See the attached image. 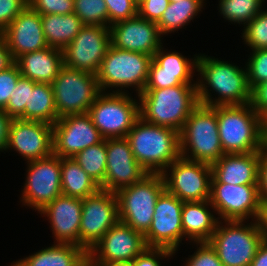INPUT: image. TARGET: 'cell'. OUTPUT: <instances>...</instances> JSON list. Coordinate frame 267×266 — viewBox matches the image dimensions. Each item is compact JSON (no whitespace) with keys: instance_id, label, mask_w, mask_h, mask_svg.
<instances>
[{"instance_id":"cell-1","label":"cell","mask_w":267,"mask_h":266,"mask_svg":"<svg viewBox=\"0 0 267 266\" xmlns=\"http://www.w3.org/2000/svg\"><path fill=\"white\" fill-rule=\"evenodd\" d=\"M197 73L196 87L199 104L213 107L243 105L251 102L246 66L241 68L232 61L230 63V61L200 53L197 58Z\"/></svg>"},{"instance_id":"cell-2","label":"cell","mask_w":267,"mask_h":266,"mask_svg":"<svg viewBox=\"0 0 267 266\" xmlns=\"http://www.w3.org/2000/svg\"><path fill=\"white\" fill-rule=\"evenodd\" d=\"M218 133L225 154L252 153L266 148L265 120L251 104L218 105Z\"/></svg>"},{"instance_id":"cell-3","label":"cell","mask_w":267,"mask_h":266,"mask_svg":"<svg viewBox=\"0 0 267 266\" xmlns=\"http://www.w3.org/2000/svg\"><path fill=\"white\" fill-rule=\"evenodd\" d=\"M140 117L151 124L180 132L191 112L199 105L196 84L162 89H144L138 95Z\"/></svg>"},{"instance_id":"cell-4","label":"cell","mask_w":267,"mask_h":266,"mask_svg":"<svg viewBox=\"0 0 267 266\" xmlns=\"http://www.w3.org/2000/svg\"><path fill=\"white\" fill-rule=\"evenodd\" d=\"M134 158L148 172L161 174L180 154L179 132L139 117L125 137Z\"/></svg>"},{"instance_id":"cell-5","label":"cell","mask_w":267,"mask_h":266,"mask_svg":"<svg viewBox=\"0 0 267 266\" xmlns=\"http://www.w3.org/2000/svg\"><path fill=\"white\" fill-rule=\"evenodd\" d=\"M152 59L111 45L96 75L101 92L129 93L128 88L139 95L146 86Z\"/></svg>"},{"instance_id":"cell-6","label":"cell","mask_w":267,"mask_h":266,"mask_svg":"<svg viewBox=\"0 0 267 266\" xmlns=\"http://www.w3.org/2000/svg\"><path fill=\"white\" fill-rule=\"evenodd\" d=\"M181 157L212 165L225 153L218 133L217 112L199 104L179 132Z\"/></svg>"},{"instance_id":"cell-7","label":"cell","mask_w":267,"mask_h":266,"mask_svg":"<svg viewBox=\"0 0 267 266\" xmlns=\"http://www.w3.org/2000/svg\"><path fill=\"white\" fill-rule=\"evenodd\" d=\"M208 243L224 266H250L262 236L257 220H219Z\"/></svg>"},{"instance_id":"cell-8","label":"cell","mask_w":267,"mask_h":266,"mask_svg":"<svg viewBox=\"0 0 267 266\" xmlns=\"http://www.w3.org/2000/svg\"><path fill=\"white\" fill-rule=\"evenodd\" d=\"M165 190L162 174H147L141 181L116 192L119 219L145 235L152 223L157 198Z\"/></svg>"},{"instance_id":"cell-9","label":"cell","mask_w":267,"mask_h":266,"mask_svg":"<svg viewBox=\"0 0 267 266\" xmlns=\"http://www.w3.org/2000/svg\"><path fill=\"white\" fill-rule=\"evenodd\" d=\"M131 95L101 92L90 106L88 114L104 139L126 137L140 117L138 95Z\"/></svg>"},{"instance_id":"cell-10","label":"cell","mask_w":267,"mask_h":266,"mask_svg":"<svg viewBox=\"0 0 267 266\" xmlns=\"http://www.w3.org/2000/svg\"><path fill=\"white\" fill-rule=\"evenodd\" d=\"M51 85L58 119L88 113L101 93L96 75L64 65Z\"/></svg>"},{"instance_id":"cell-11","label":"cell","mask_w":267,"mask_h":266,"mask_svg":"<svg viewBox=\"0 0 267 266\" xmlns=\"http://www.w3.org/2000/svg\"><path fill=\"white\" fill-rule=\"evenodd\" d=\"M161 174L165 190L183 202L209 200L212 179L210 164L180 156Z\"/></svg>"},{"instance_id":"cell-12","label":"cell","mask_w":267,"mask_h":266,"mask_svg":"<svg viewBox=\"0 0 267 266\" xmlns=\"http://www.w3.org/2000/svg\"><path fill=\"white\" fill-rule=\"evenodd\" d=\"M26 164V180L22 186L20 203L38 213L62 194L61 158L52 154Z\"/></svg>"},{"instance_id":"cell-13","label":"cell","mask_w":267,"mask_h":266,"mask_svg":"<svg viewBox=\"0 0 267 266\" xmlns=\"http://www.w3.org/2000/svg\"><path fill=\"white\" fill-rule=\"evenodd\" d=\"M120 221L116 193L100 189L82 199L79 247L89 252Z\"/></svg>"},{"instance_id":"cell-14","label":"cell","mask_w":267,"mask_h":266,"mask_svg":"<svg viewBox=\"0 0 267 266\" xmlns=\"http://www.w3.org/2000/svg\"><path fill=\"white\" fill-rule=\"evenodd\" d=\"M110 46L109 27L84 25L72 42L62 50L63 65L97 75Z\"/></svg>"},{"instance_id":"cell-15","label":"cell","mask_w":267,"mask_h":266,"mask_svg":"<svg viewBox=\"0 0 267 266\" xmlns=\"http://www.w3.org/2000/svg\"><path fill=\"white\" fill-rule=\"evenodd\" d=\"M209 201L219 220L254 221L262 207L258 184L211 183Z\"/></svg>"},{"instance_id":"cell-16","label":"cell","mask_w":267,"mask_h":266,"mask_svg":"<svg viewBox=\"0 0 267 266\" xmlns=\"http://www.w3.org/2000/svg\"><path fill=\"white\" fill-rule=\"evenodd\" d=\"M183 201L164 190L157 198L154 215L148 232L144 235L147 247L166 248L174 254L183 240Z\"/></svg>"},{"instance_id":"cell-17","label":"cell","mask_w":267,"mask_h":266,"mask_svg":"<svg viewBox=\"0 0 267 266\" xmlns=\"http://www.w3.org/2000/svg\"><path fill=\"white\" fill-rule=\"evenodd\" d=\"M104 138L88 113L67 115L53 124V154L72 158Z\"/></svg>"},{"instance_id":"cell-18","label":"cell","mask_w":267,"mask_h":266,"mask_svg":"<svg viewBox=\"0 0 267 266\" xmlns=\"http://www.w3.org/2000/svg\"><path fill=\"white\" fill-rule=\"evenodd\" d=\"M13 150L24 161L43 159L53 154V125L13 118L5 151Z\"/></svg>"},{"instance_id":"cell-19","label":"cell","mask_w":267,"mask_h":266,"mask_svg":"<svg viewBox=\"0 0 267 266\" xmlns=\"http://www.w3.org/2000/svg\"><path fill=\"white\" fill-rule=\"evenodd\" d=\"M107 164L102 190L113 193L141 181L148 172L134 158L128 140L106 139Z\"/></svg>"},{"instance_id":"cell-20","label":"cell","mask_w":267,"mask_h":266,"mask_svg":"<svg viewBox=\"0 0 267 266\" xmlns=\"http://www.w3.org/2000/svg\"><path fill=\"white\" fill-rule=\"evenodd\" d=\"M146 248L144 235L119 221L88 252V262H132Z\"/></svg>"},{"instance_id":"cell-21","label":"cell","mask_w":267,"mask_h":266,"mask_svg":"<svg viewBox=\"0 0 267 266\" xmlns=\"http://www.w3.org/2000/svg\"><path fill=\"white\" fill-rule=\"evenodd\" d=\"M109 28L111 45L118 49L153 56L164 42L157 23L139 15L115 23Z\"/></svg>"},{"instance_id":"cell-22","label":"cell","mask_w":267,"mask_h":266,"mask_svg":"<svg viewBox=\"0 0 267 266\" xmlns=\"http://www.w3.org/2000/svg\"><path fill=\"white\" fill-rule=\"evenodd\" d=\"M46 217L53 234V243L79 246V228L82 217V199L59 195L38 212Z\"/></svg>"},{"instance_id":"cell-23","label":"cell","mask_w":267,"mask_h":266,"mask_svg":"<svg viewBox=\"0 0 267 266\" xmlns=\"http://www.w3.org/2000/svg\"><path fill=\"white\" fill-rule=\"evenodd\" d=\"M12 57L48 47L42 29V19L29 5L19 13L10 25L1 33Z\"/></svg>"},{"instance_id":"cell-24","label":"cell","mask_w":267,"mask_h":266,"mask_svg":"<svg viewBox=\"0 0 267 266\" xmlns=\"http://www.w3.org/2000/svg\"><path fill=\"white\" fill-rule=\"evenodd\" d=\"M261 153L262 151L224 154L211 165V183L233 185L258 184Z\"/></svg>"},{"instance_id":"cell-25","label":"cell","mask_w":267,"mask_h":266,"mask_svg":"<svg viewBox=\"0 0 267 266\" xmlns=\"http://www.w3.org/2000/svg\"><path fill=\"white\" fill-rule=\"evenodd\" d=\"M212 210V211H211ZM219 222L209 200L183 202V240L189 243L208 242Z\"/></svg>"},{"instance_id":"cell-26","label":"cell","mask_w":267,"mask_h":266,"mask_svg":"<svg viewBox=\"0 0 267 266\" xmlns=\"http://www.w3.org/2000/svg\"><path fill=\"white\" fill-rule=\"evenodd\" d=\"M22 77L39 83H52L63 66L61 49L46 47L28 52L15 60Z\"/></svg>"},{"instance_id":"cell-27","label":"cell","mask_w":267,"mask_h":266,"mask_svg":"<svg viewBox=\"0 0 267 266\" xmlns=\"http://www.w3.org/2000/svg\"><path fill=\"white\" fill-rule=\"evenodd\" d=\"M9 266H88V252L74 244L54 243Z\"/></svg>"},{"instance_id":"cell-28","label":"cell","mask_w":267,"mask_h":266,"mask_svg":"<svg viewBox=\"0 0 267 266\" xmlns=\"http://www.w3.org/2000/svg\"><path fill=\"white\" fill-rule=\"evenodd\" d=\"M23 120L54 124L58 120L53 88L50 83H39L29 79V105H25Z\"/></svg>"},{"instance_id":"cell-29","label":"cell","mask_w":267,"mask_h":266,"mask_svg":"<svg viewBox=\"0 0 267 266\" xmlns=\"http://www.w3.org/2000/svg\"><path fill=\"white\" fill-rule=\"evenodd\" d=\"M42 29L49 47L63 50L80 32L84 24L73 12L41 15Z\"/></svg>"},{"instance_id":"cell-30","label":"cell","mask_w":267,"mask_h":266,"mask_svg":"<svg viewBox=\"0 0 267 266\" xmlns=\"http://www.w3.org/2000/svg\"><path fill=\"white\" fill-rule=\"evenodd\" d=\"M62 194L84 199L98 192L100 186L72 158H61Z\"/></svg>"},{"instance_id":"cell-31","label":"cell","mask_w":267,"mask_h":266,"mask_svg":"<svg viewBox=\"0 0 267 266\" xmlns=\"http://www.w3.org/2000/svg\"><path fill=\"white\" fill-rule=\"evenodd\" d=\"M206 0H180L169 3L162 17L157 22L159 31L162 36L178 32L185 29L184 26L189 25L198 16L204 6ZM205 3V4H204Z\"/></svg>"},{"instance_id":"cell-32","label":"cell","mask_w":267,"mask_h":266,"mask_svg":"<svg viewBox=\"0 0 267 266\" xmlns=\"http://www.w3.org/2000/svg\"><path fill=\"white\" fill-rule=\"evenodd\" d=\"M218 12L231 24L245 26L265 8V0H218ZM264 7H263V6Z\"/></svg>"},{"instance_id":"cell-33","label":"cell","mask_w":267,"mask_h":266,"mask_svg":"<svg viewBox=\"0 0 267 266\" xmlns=\"http://www.w3.org/2000/svg\"><path fill=\"white\" fill-rule=\"evenodd\" d=\"M73 159L101 186L106 175V139L77 153Z\"/></svg>"},{"instance_id":"cell-34","label":"cell","mask_w":267,"mask_h":266,"mask_svg":"<svg viewBox=\"0 0 267 266\" xmlns=\"http://www.w3.org/2000/svg\"><path fill=\"white\" fill-rule=\"evenodd\" d=\"M194 76H196V72L161 71V66L152 59L144 89H162L182 84H196Z\"/></svg>"},{"instance_id":"cell-35","label":"cell","mask_w":267,"mask_h":266,"mask_svg":"<svg viewBox=\"0 0 267 266\" xmlns=\"http://www.w3.org/2000/svg\"><path fill=\"white\" fill-rule=\"evenodd\" d=\"M162 45L153 55V60L161 66V71L197 72L198 54L190 59L176 50H169Z\"/></svg>"},{"instance_id":"cell-36","label":"cell","mask_w":267,"mask_h":266,"mask_svg":"<svg viewBox=\"0 0 267 266\" xmlns=\"http://www.w3.org/2000/svg\"><path fill=\"white\" fill-rule=\"evenodd\" d=\"M74 13L84 25L108 27V9L105 0H74Z\"/></svg>"},{"instance_id":"cell-37","label":"cell","mask_w":267,"mask_h":266,"mask_svg":"<svg viewBox=\"0 0 267 266\" xmlns=\"http://www.w3.org/2000/svg\"><path fill=\"white\" fill-rule=\"evenodd\" d=\"M258 13L242 30L241 38L249 49H267V9Z\"/></svg>"},{"instance_id":"cell-38","label":"cell","mask_w":267,"mask_h":266,"mask_svg":"<svg viewBox=\"0 0 267 266\" xmlns=\"http://www.w3.org/2000/svg\"><path fill=\"white\" fill-rule=\"evenodd\" d=\"M245 62L248 84L252 90L255 86L267 81V49L250 50Z\"/></svg>"},{"instance_id":"cell-39","label":"cell","mask_w":267,"mask_h":266,"mask_svg":"<svg viewBox=\"0 0 267 266\" xmlns=\"http://www.w3.org/2000/svg\"><path fill=\"white\" fill-rule=\"evenodd\" d=\"M25 105H29V79L21 76L3 110L12 119L19 118L24 113Z\"/></svg>"},{"instance_id":"cell-40","label":"cell","mask_w":267,"mask_h":266,"mask_svg":"<svg viewBox=\"0 0 267 266\" xmlns=\"http://www.w3.org/2000/svg\"><path fill=\"white\" fill-rule=\"evenodd\" d=\"M108 9V27L138 15L136 0H105Z\"/></svg>"},{"instance_id":"cell-41","label":"cell","mask_w":267,"mask_h":266,"mask_svg":"<svg viewBox=\"0 0 267 266\" xmlns=\"http://www.w3.org/2000/svg\"><path fill=\"white\" fill-rule=\"evenodd\" d=\"M193 244L197 249L192 255H188V259L186 258L183 263L184 266H224L208 242Z\"/></svg>"},{"instance_id":"cell-42","label":"cell","mask_w":267,"mask_h":266,"mask_svg":"<svg viewBox=\"0 0 267 266\" xmlns=\"http://www.w3.org/2000/svg\"><path fill=\"white\" fill-rule=\"evenodd\" d=\"M28 4L40 15H65L74 12V0H28Z\"/></svg>"},{"instance_id":"cell-43","label":"cell","mask_w":267,"mask_h":266,"mask_svg":"<svg viewBox=\"0 0 267 266\" xmlns=\"http://www.w3.org/2000/svg\"><path fill=\"white\" fill-rule=\"evenodd\" d=\"M20 77V70L16 63L0 72V109L7 106L11 93Z\"/></svg>"},{"instance_id":"cell-44","label":"cell","mask_w":267,"mask_h":266,"mask_svg":"<svg viewBox=\"0 0 267 266\" xmlns=\"http://www.w3.org/2000/svg\"><path fill=\"white\" fill-rule=\"evenodd\" d=\"M175 254L166 248L147 247L132 262V266H162L160 261L172 258Z\"/></svg>"},{"instance_id":"cell-45","label":"cell","mask_w":267,"mask_h":266,"mask_svg":"<svg viewBox=\"0 0 267 266\" xmlns=\"http://www.w3.org/2000/svg\"><path fill=\"white\" fill-rule=\"evenodd\" d=\"M28 5V0H0V33H2Z\"/></svg>"},{"instance_id":"cell-46","label":"cell","mask_w":267,"mask_h":266,"mask_svg":"<svg viewBox=\"0 0 267 266\" xmlns=\"http://www.w3.org/2000/svg\"><path fill=\"white\" fill-rule=\"evenodd\" d=\"M168 5L169 0H142L138 3V15L157 23Z\"/></svg>"},{"instance_id":"cell-47","label":"cell","mask_w":267,"mask_h":266,"mask_svg":"<svg viewBox=\"0 0 267 266\" xmlns=\"http://www.w3.org/2000/svg\"><path fill=\"white\" fill-rule=\"evenodd\" d=\"M250 104L259 116L267 119V81L251 90Z\"/></svg>"},{"instance_id":"cell-48","label":"cell","mask_w":267,"mask_h":266,"mask_svg":"<svg viewBox=\"0 0 267 266\" xmlns=\"http://www.w3.org/2000/svg\"><path fill=\"white\" fill-rule=\"evenodd\" d=\"M258 191L261 206L267 205V148H265L259 160Z\"/></svg>"},{"instance_id":"cell-49","label":"cell","mask_w":267,"mask_h":266,"mask_svg":"<svg viewBox=\"0 0 267 266\" xmlns=\"http://www.w3.org/2000/svg\"><path fill=\"white\" fill-rule=\"evenodd\" d=\"M12 118L0 109V152H4L8 142L9 126Z\"/></svg>"},{"instance_id":"cell-50","label":"cell","mask_w":267,"mask_h":266,"mask_svg":"<svg viewBox=\"0 0 267 266\" xmlns=\"http://www.w3.org/2000/svg\"><path fill=\"white\" fill-rule=\"evenodd\" d=\"M15 63L4 37L0 33V72L8 69Z\"/></svg>"},{"instance_id":"cell-51","label":"cell","mask_w":267,"mask_h":266,"mask_svg":"<svg viewBox=\"0 0 267 266\" xmlns=\"http://www.w3.org/2000/svg\"><path fill=\"white\" fill-rule=\"evenodd\" d=\"M257 222L262 236V242L267 245V205L261 207Z\"/></svg>"},{"instance_id":"cell-52","label":"cell","mask_w":267,"mask_h":266,"mask_svg":"<svg viewBox=\"0 0 267 266\" xmlns=\"http://www.w3.org/2000/svg\"><path fill=\"white\" fill-rule=\"evenodd\" d=\"M250 266H267V245L263 242L260 244Z\"/></svg>"},{"instance_id":"cell-53","label":"cell","mask_w":267,"mask_h":266,"mask_svg":"<svg viewBox=\"0 0 267 266\" xmlns=\"http://www.w3.org/2000/svg\"><path fill=\"white\" fill-rule=\"evenodd\" d=\"M88 266H132V264L129 261L88 262Z\"/></svg>"},{"instance_id":"cell-54","label":"cell","mask_w":267,"mask_h":266,"mask_svg":"<svg viewBox=\"0 0 267 266\" xmlns=\"http://www.w3.org/2000/svg\"><path fill=\"white\" fill-rule=\"evenodd\" d=\"M177 1H180V0H169V3H173V2H177Z\"/></svg>"},{"instance_id":"cell-55","label":"cell","mask_w":267,"mask_h":266,"mask_svg":"<svg viewBox=\"0 0 267 266\" xmlns=\"http://www.w3.org/2000/svg\"><path fill=\"white\" fill-rule=\"evenodd\" d=\"M265 130H267V119L265 120Z\"/></svg>"}]
</instances>
